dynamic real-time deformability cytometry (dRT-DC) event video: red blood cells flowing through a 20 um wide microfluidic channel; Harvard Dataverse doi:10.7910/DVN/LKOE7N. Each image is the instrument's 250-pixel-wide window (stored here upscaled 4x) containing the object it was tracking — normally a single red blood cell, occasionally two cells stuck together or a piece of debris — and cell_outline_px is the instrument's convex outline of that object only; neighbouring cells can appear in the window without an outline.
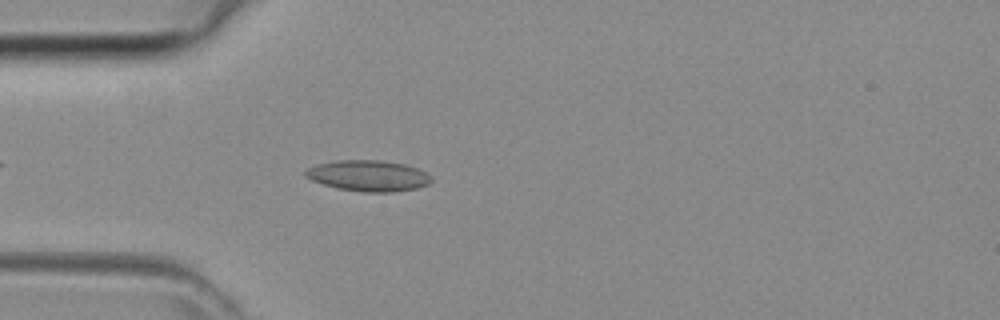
{"species": "common noctule bat (a hibernating species)", "species_latin": "Nyctalus noctula", "temperature_condition": "room temperature", "stored_images_in_passage": 35, "camera_frame_rate_fps": 3000, "um_per_image_px": 0.085, "animal": {"sex": "female", "body_mass_g": 29.2, "forearm_length_mm": 56.3}, "frame": {"image": 1, "passage_image": 4, "time_ms": 1.0, "image_size_px": [1000, 320], "cell_outline_px": [[432, 180], [428, 184], [416, 188], [392, 192], [364, 192], [336, 188], [312, 180], [304, 176], [304, 172], [308, 168], [316, 164], [336, 160], [380, 160], [404, 164], [416, 168], [432, 176]], "centroid_in_image_um": [31.28, 14.93], "position_along_channel_um": 53.7, "area_um2": 22.66}}
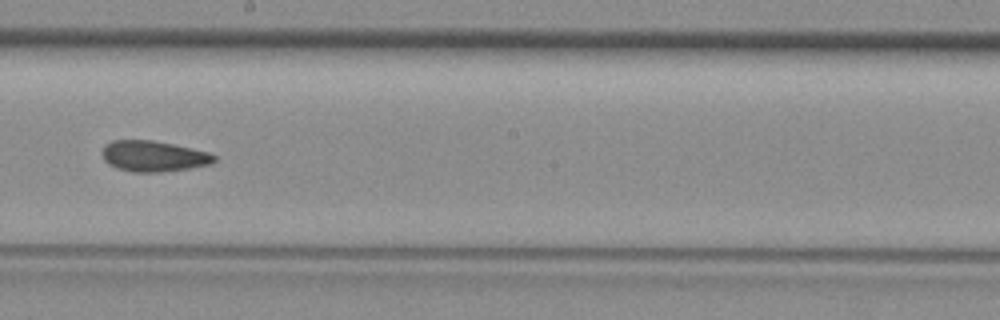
{"frame": {"image": 2, "passage_image": 16, "time_ms": 5.0, "image_size_px": [1000, 320], "cell_outline_px": [[216, 160], [208, 164], [188, 168], [156, 172], [132, 172], [116, 168], [108, 164], [104, 160], [100, 152], [104, 144], [112, 140], [152, 140], [172, 144], [208, 152], [216, 156]], "centroid_in_image_um": [12.96, 13.27], "position_along_channel_um": 235.2, "area_um2": 20.06}}
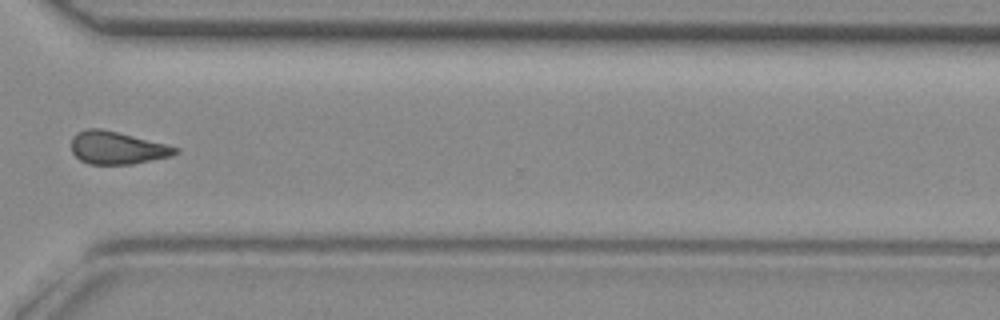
{"frame": {"image": 3, "passage_image": 24, "time_ms": 7.667, "image_size_px": [1000, 320], "cell_outline_px": [[180, 152], [172, 156], [132, 164], [88, 164], [80, 160], [72, 152], [72, 136], [76, 132], [88, 128], [100, 128], [168, 144], [180, 148]], "centroid_in_image_um": [9.97, 12.56], "position_along_channel_um": 360.6, "area_um2": 19.94}}